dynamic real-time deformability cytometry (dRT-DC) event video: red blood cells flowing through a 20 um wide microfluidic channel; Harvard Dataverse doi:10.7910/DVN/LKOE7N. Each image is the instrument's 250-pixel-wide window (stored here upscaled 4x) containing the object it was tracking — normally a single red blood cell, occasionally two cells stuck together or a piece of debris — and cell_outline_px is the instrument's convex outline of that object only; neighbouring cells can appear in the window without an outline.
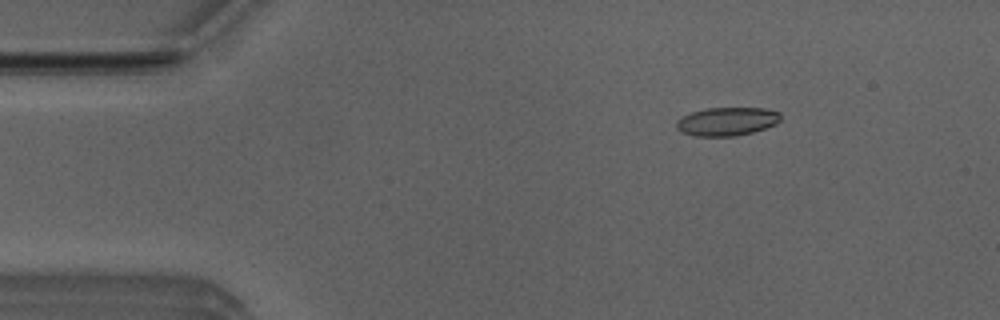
{"species": "Egyptian fruit bat (a non-hibernating species)", "species_latin": "Rousettus aegyptiacus", "temperature_condition": "room temperature", "stored_images_in_passage": 5, "camera_frame_rate_fps": 3000, "um_per_image_px": 0.085, "animal": {"sex": "male"}, "frame": {"image": 1, "passage_image": 3, "time_ms": 0.667, "image_size_px": [1000, 320], "cell_outline_px": [[780, 120], [776, 124], [752, 132], [736, 136], [696, 136], [680, 132], [676, 128], [676, 120], [692, 112], [708, 108], [764, 108], [780, 112]], "centroid_in_image_um": [61.78, 10.32], "position_along_channel_um": 23.2, "area_um2": 17.22}}